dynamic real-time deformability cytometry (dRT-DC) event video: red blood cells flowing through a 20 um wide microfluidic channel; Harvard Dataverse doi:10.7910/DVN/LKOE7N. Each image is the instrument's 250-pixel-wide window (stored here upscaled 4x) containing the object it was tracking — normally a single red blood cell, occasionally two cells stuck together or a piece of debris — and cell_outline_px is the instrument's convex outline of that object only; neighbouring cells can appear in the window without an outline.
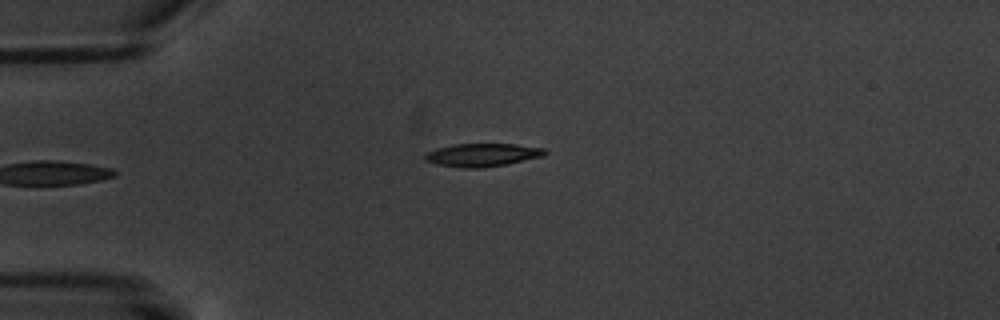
{"species": "common noctule bat (a hibernating species)", "species_latin": "Nyctalus noctula", "temperature_condition": "warm", "stored_images_in_passage": 5, "camera_frame_rate_fps": 3000, "um_per_image_px": 0.085, "animal": {"sex": "male", "body_mass_g": 20.1, "forearm_length_mm": 53.5}, "frame": {"image": 1, "passage_image": 5, "time_ms": 4.667, "image_size_px": [1000, 320], "cell_outline_px": [[548, 152], [544, 156], [504, 164], [480, 168], [464, 168], [436, 164], [424, 160], [424, 156], [428, 152], [436, 148], [452, 144], [516, 144], [544, 148]], "centroid_in_image_um": [40.99, 13.16], "position_along_channel_um": 44.0, "area_um2": 16.07}}